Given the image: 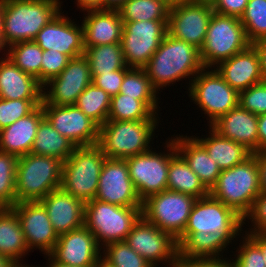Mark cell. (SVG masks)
<instances>
[{"mask_svg": "<svg viewBox=\"0 0 266 267\" xmlns=\"http://www.w3.org/2000/svg\"><path fill=\"white\" fill-rule=\"evenodd\" d=\"M143 68L150 78L152 86L158 92L160 88L169 87L170 84L179 82L183 78H190V85L204 67L201 63L199 49L172 37L167 32L159 48Z\"/></svg>", "mask_w": 266, "mask_h": 267, "instance_id": "6da1fadb", "label": "cell"}, {"mask_svg": "<svg viewBox=\"0 0 266 267\" xmlns=\"http://www.w3.org/2000/svg\"><path fill=\"white\" fill-rule=\"evenodd\" d=\"M0 3L4 51L14 43L34 40L38 32L62 10L60 0H0Z\"/></svg>", "mask_w": 266, "mask_h": 267, "instance_id": "7a4b0ae2", "label": "cell"}, {"mask_svg": "<svg viewBox=\"0 0 266 267\" xmlns=\"http://www.w3.org/2000/svg\"><path fill=\"white\" fill-rule=\"evenodd\" d=\"M157 115L151 120H107L99 127L97 145L107 158L114 159H127L148 152L160 120Z\"/></svg>", "mask_w": 266, "mask_h": 267, "instance_id": "3957f363", "label": "cell"}, {"mask_svg": "<svg viewBox=\"0 0 266 267\" xmlns=\"http://www.w3.org/2000/svg\"><path fill=\"white\" fill-rule=\"evenodd\" d=\"M63 162L52 156L32 153L18 157L16 167L17 203L40 201L60 188Z\"/></svg>", "mask_w": 266, "mask_h": 267, "instance_id": "277c9868", "label": "cell"}, {"mask_svg": "<svg viewBox=\"0 0 266 267\" xmlns=\"http://www.w3.org/2000/svg\"><path fill=\"white\" fill-rule=\"evenodd\" d=\"M261 193L255 153L244 162L221 171L209 194L231 207L241 217L251 208L254 199Z\"/></svg>", "mask_w": 266, "mask_h": 267, "instance_id": "5b68a950", "label": "cell"}, {"mask_svg": "<svg viewBox=\"0 0 266 267\" xmlns=\"http://www.w3.org/2000/svg\"><path fill=\"white\" fill-rule=\"evenodd\" d=\"M142 216V207H121L98 199L85 203L84 225L94 234L99 247L125 241Z\"/></svg>", "mask_w": 266, "mask_h": 267, "instance_id": "8992f818", "label": "cell"}, {"mask_svg": "<svg viewBox=\"0 0 266 267\" xmlns=\"http://www.w3.org/2000/svg\"><path fill=\"white\" fill-rule=\"evenodd\" d=\"M106 158L98 145L76 147L63 162L60 187L84 203L95 199Z\"/></svg>", "mask_w": 266, "mask_h": 267, "instance_id": "52a82bcc", "label": "cell"}, {"mask_svg": "<svg viewBox=\"0 0 266 267\" xmlns=\"http://www.w3.org/2000/svg\"><path fill=\"white\" fill-rule=\"evenodd\" d=\"M250 45L239 18L213 12L200 49L201 63L205 68H215Z\"/></svg>", "mask_w": 266, "mask_h": 267, "instance_id": "ba28073f", "label": "cell"}, {"mask_svg": "<svg viewBox=\"0 0 266 267\" xmlns=\"http://www.w3.org/2000/svg\"><path fill=\"white\" fill-rule=\"evenodd\" d=\"M203 68L188 86L189 98L207 114L209 127L239 105V92L215 68ZM208 70V71H207Z\"/></svg>", "mask_w": 266, "mask_h": 267, "instance_id": "9c48e42d", "label": "cell"}, {"mask_svg": "<svg viewBox=\"0 0 266 267\" xmlns=\"http://www.w3.org/2000/svg\"><path fill=\"white\" fill-rule=\"evenodd\" d=\"M197 198L164 190L142 201V216L176 240L183 234Z\"/></svg>", "mask_w": 266, "mask_h": 267, "instance_id": "30bf717a", "label": "cell"}, {"mask_svg": "<svg viewBox=\"0 0 266 267\" xmlns=\"http://www.w3.org/2000/svg\"><path fill=\"white\" fill-rule=\"evenodd\" d=\"M164 144L168 149L165 153H156L151 149L126 159L130 179L141 201L167 190L169 163L177 149L172 138Z\"/></svg>", "mask_w": 266, "mask_h": 267, "instance_id": "8fae6325", "label": "cell"}, {"mask_svg": "<svg viewBox=\"0 0 266 267\" xmlns=\"http://www.w3.org/2000/svg\"><path fill=\"white\" fill-rule=\"evenodd\" d=\"M125 241L153 267H158V263H167V267H178L180 260L177 240L143 216L135 223Z\"/></svg>", "mask_w": 266, "mask_h": 267, "instance_id": "7c38bea8", "label": "cell"}, {"mask_svg": "<svg viewBox=\"0 0 266 267\" xmlns=\"http://www.w3.org/2000/svg\"><path fill=\"white\" fill-rule=\"evenodd\" d=\"M242 226L243 217L209 194L194 203L184 232H218L232 244V240L241 235Z\"/></svg>", "mask_w": 266, "mask_h": 267, "instance_id": "4fadbf2b", "label": "cell"}, {"mask_svg": "<svg viewBox=\"0 0 266 267\" xmlns=\"http://www.w3.org/2000/svg\"><path fill=\"white\" fill-rule=\"evenodd\" d=\"M168 21L123 22L121 46L128 67L143 68L168 32Z\"/></svg>", "mask_w": 266, "mask_h": 267, "instance_id": "5bb4252c", "label": "cell"}, {"mask_svg": "<svg viewBox=\"0 0 266 267\" xmlns=\"http://www.w3.org/2000/svg\"><path fill=\"white\" fill-rule=\"evenodd\" d=\"M91 83L92 74L85 56L72 58L57 77L43 86L41 104L75 105L78 96Z\"/></svg>", "mask_w": 266, "mask_h": 267, "instance_id": "9a60e30c", "label": "cell"}, {"mask_svg": "<svg viewBox=\"0 0 266 267\" xmlns=\"http://www.w3.org/2000/svg\"><path fill=\"white\" fill-rule=\"evenodd\" d=\"M41 105L49 123L76 147L98 144L99 126L76 105Z\"/></svg>", "mask_w": 266, "mask_h": 267, "instance_id": "2e32d148", "label": "cell"}, {"mask_svg": "<svg viewBox=\"0 0 266 267\" xmlns=\"http://www.w3.org/2000/svg\"><path fill=\"white\" fill-rule=\"evenodd\" d=\"M95 199L121 207H142V201L130 179L126 159L106 158Z\"/></svg>", "mask_w": 266, "mask_h": 267, "instance_id": "e0dca14e", "label": "cell"}, {"mask_svg": "<svg viewBox=\"0 0 266 267\" xmlns=\"http://www.w3.org/2000/svg\"><path fill=\"white\" fill-rule=\"evenodd\" d=\"M94 234L85 226L59 235L53 250L46 255L48 262L75 267H94L102 252Z\"/></svg>", "mask_w": 266, "mask_h": 267, "instance_id": "ac0fdd59", "label": "cell"}, {"mask_svg": "<svg viewBox=\"0 0 266 267\" xmlns=\"http://www.w3.org/2000/svg\"><path fill=\"white\" fill-rule=\"evenodd\" d=\"M213 12L212 7L183 1L169 10L168 33L200 50Z\"/></svg>", "mask_w": 266, "mask_h": 267, "instance_id": "d6986e66", "label": "cell"}, {"mask_svg": "<svg viewBox=\"0 0 266 267\" xmlns=\"http://www.w3.org/2000/svg\"><path fill=\"white\" fill-rule=\"evenodd\" d=\"M17 214L26 244L30 251L38 248L48 255L54 248L58 235L40 201H24L11 207Z\"/></svg>", "mask_w": 266, "mask_h": 267, "instance_id": "ffe728a7", "label": "cell"}, {"mask_svg": "<svg viewBox=\"0 0 266 267\" xmlns=\"http://www.w3.org/2000/svg\"><path fill=\"white\" fill-rule=\"evenodd\" d=\"M62 13L64 12L61 10L52 21L45 25L34 41L43 51L56 50L68 55L71 59L83 56L85 47L82 24L81 26L76 24L74 20Z\"/></svg>", "mask_w": 266, "mask_h": 267, "instance_id": "44dd1931", "label": "cell"}, {"mask_svg": "<svg viewBox=\"0 0 266 267\" xmlns=\"http://www.w3.org/2000/svg\"><path fill=\"white\" fill-rule=\"evenodd\" d=\"M40 202L58 236L84 225L85 203L61 187L49 192Z\"/></svg>", "mask_w": 266, "mask_h": 267, "instance_id": "7402d4cb", "label": "cell"}, {"mask_svg": "<svg viewBox=\"0 0 266 267\" xmlns=\"http://www.w3.org/2000/svg\"><path fill=\"white\" fill-rule=\"evenodd\" d=\"M216 67L221 77L238 92L264 81L259 56L252 45Z\"/></svg>", "mask_w": 266, "mask_h": 267, "instance_id": "603a6c76", "label": "cell"}, {"mask_svg": "<svg viewBox=\"0 0 266 267\" xmlns=\"http://www.w3.org/2000/svg\"><path fill=\"white\" fill-rule=\"evenodd\" d=\"M258 115L240 105L215 121L211 127L223 137L245 146L252 153L258 152Z\"/></svg>", "mask_w": 266, "mask_h": 267, "instance_id": "cb8c5ba5", "label": "cell"}, {"mask_svg": "<svg viewBox=\"0 0 266 267\" xmlns=\"http://www.w3.org/2000/svg\"><path fill=\"white\" fill-rule=\"evenodd\" d=\"M84 13V47L120 43L123 21L118 10H89Z\"/></svg>", "mask_w": 266, "mask_h": 267, "instance_id": "d4e9b609", "label": "cell"}, {"mask_svg": "<svg viewBox=\"0 0 266 267\" xmlns=\"http://www.w3.org/2000/svg\"><path fill=\"white\" fill-rule=\"evenodd\" d=\"M45 118L42 105L30 114L0 130V151L17 157L31 153L37 129Z\"/></svg>", "mask_w": 266, "mask_h": 267, "instance_id": "484cf974", "label": "cell"}, {"mask_svg": "<svg viewBox=\"0 0 266 267\" xmlns=\"http://www.w3.org/2000/svg\"><path fill=\"white\" fill-rule=\"evenodd\" d=\"M0 98L7 100L43 99V86L35 77L19 69L9 57H1Z\"/></svg>", "mask_w": 266, "mask_h": 267, "instance_id": "4316f807", "label": "cell"}, {"mask_svg": "<svg viewBox=\"0 0 266 267\" xmlns=\"http://www.w3.org/2000/svg\"><path fill=\"white\" fill-rule=\"evenodd\" d=\"M177 152L184 158L191 170L200 178L204 186L210 191L221 173L217 163L213 161L205 148L194 136L179 134L172 137Z\"/></svg>", "mask_w": 266, "mask_h": 267, "instance_id": "83f0119b", "label": "cell"}, {"mask_svg": "<svg viewBox=\"0 0 266 267\" xmlns=\"http://www.w3.org/2000/svg\"><path fill=\"white\" fill-rule=\"evenodd\" d=\"M179 260L223 258V252L231 243L223 234L207 232H183L177 239ZM223 250V251H222ZM222 256V257H221Z\"/></svg>", "mask_w": 266, "mask_h": 267, "instance_id": "f1b7e54d", "label": "cell"}, {"mask_svg": "<svg viewBox=\"0 0 266 267\" xmlns=\"http://www.w3.org/2000/svg\"><path fill=\"white\" fill-rule=\"evenodd\" d=\"M209 131L208 137L195 136V139L205 148L221 171L244 162L252 155L245 146L223 137L211 126Z\"/></svg>", "mask_w": 266, "mask_h": 267, "instance_id": "f546056e", "label": "cell"}, {"mask_svg": "<svg viewBox=\"0 0 266 267\" xmlns=\"http://www.w3.org/2000/svg\"><path fill=\"white\" fill-rule=\"evenodd\" d=\"M28 252L31 251L16 212L11 207L0 208V254L20 263Z\"/></svg>", "mask_w": 266, "mask_h": 267, "instance_id": "4dcf8cb0", "label": "cell"}, {"mask_svg": "<svg viewBox=\"0 0 266 267\" xmlns=\"http://www.w3.org/2000/svg\"><path fill=\"white\" fill-rule=\"evenodd\" d=\"M167 190L188 194L197 199L209 195V190L178 152L170 159Z\"/></svg>", "mask_w": 266, "mask_h": 267, "instance_id": "1f68e13d", "label": "cell"}, {"mask_svg": "<svg viewBox=\"0 0 266 267\" xmlns=\"http://www.w3.org/2000/svg\"><path fill=\"white\" fill-rule=\"evenodd\" d=\"M76 146L65 136H62L49 121L44 118L37 129L31 153L41 156H52L65 162Z\"/></svg>", "mask_w": 266, "mask_h": 267, "instance_id": "d6a6232c", "label": "cell"}, {"mask_svg": "<svg viewBox=\"0 0 266 267\" xmlns=\"http://www.w3.org/2000/svg\"><path fill=\"white\" fill-rule=\"evenodd\" d=\"M84 56L89 63L92 79L98 74L131 68L126 65L120 43L85 47Z\"/></svg>", "mask_w": 266, "mask_h": 267, "instance_id": "836d02e7", "label": "cell"}, {"mask_svg": "<svg viewBox=\"0 0 266 267\" xmlns=\"http://www.w3.org/2000/svg\"><path fill=\"white\" fill-rule=\"evenodd\" d=\"M119 93L141 100L154 114L160 111L158 92L152 86L144 68L131 67L124 75Z\"/></svg>", "mask_w": 266, "mask_h": 267, "instance_id": "e575fe53", "label": "cell"}, {"mask_svg": "<svg viewBox=\"0 0 266 267\" xmlns=\"http://www.w3.org/2000/svg\"><path fill=\"white\" fill-rule=\"evenodd\" d=\"M8 50V51H7ZM4 54L24 73L35 77L41 84L43 50L34 41H21L10 45Z\"/></svg>", "mask_w": 266, "mask_h": 267, "instance_id": "d590c367", "label": "cell"}, {"mask_svg": "<svg viewBox=\"0 0 266 267\" xmlns=\"http://www.w3.org/2000/svg\"><path fill=\"white\" fill-rule=\"evenodd\" d=\"M169 10L159 0H127L118 12L123 22L168 21Z\"/></svg>", "mask_w": 266, "mask_h": 267, "instance_id": "8d00e7d4", "label": "cell"}, {"mask_svg": "<svg viewBox=\"0 0 266 267\" xmlns=\"http://www.w3.org/2000/svg\"><path fill=\"white\" fill-rule=\"evenodd\" d=\"M75 105L100 127L108 120L111 96L91 83L78 96Z\"/></svg>", "mask_w": 266, "mask_h": 267, "instance_id": "74e56055", "label": "cell"}, {"mask_svg": "<svg viewBox=\"0 0 266 267\" xmlns=\"http://www.w3.org/2000/svg\"><path fill=\"white\" fill-rule=\"evenodd\" d=\"M155 115L141 100L134 97L122 93L111 97L108 120H151Z\"/></svg>", "mask_w": 266, "mask_h": 267, "instance_id": "f35d334b", "label": "cell"}, {"mask_svg": "<svg viewBox=\"0 0 266 267\" xmlns=\"http://www.w3.org/2000/svg\"><path fill=\"white\" fill-rule=\"evenodd\" d=\"M18 157L0 151V206L13 207L16 198V167Z\"/></svg>", "mask_w": 266, "mask_h": 267, "instance_id": "ab89813d", "label": "cell"}, {"mask_svg": "<svg viewBox=\"0 0 266 267\" xmlns=\"http://www.w3.org/2000/svg\"><path fill=\"white\" fill-rule=\"evenodd\" d=\"M251 44L266 37V0H248L240 17Z\"/></svg>", "mask_w": 266, "mask_h": 267, "instance_id": "60d3db41", "label": "cell"}, {"mask_svg": "<svg viewBox=\"0 0 266 267\" xmlns=\"http://www.w3.org/2000/svg\"><path fill=\"white\" fill-rule=\"evenodd\" d=\"M101 255L114 267H153L146 259L135 252L126 241L106 245Z\"/></svg>", "mask_w": 266, "mask_h": 267, "instance_id": "b9f144b4", "label": "cell"}, {"mask_svg": "<svg viewBox=\"0 0 266 267\" xmlns=\"http://www.w3.org/2000/svg\"><path fill=\"white\" fill-rule=\"evenodd\" d=\"M43 99L7 100L0 98V130L30 114Z\"/></svg>", "mask_w": 266, "mask_h": 267, "instance_id": "7bdbcfd3", "label": "cell"}, {"mask_svg": "<svg viewBox=\"0 0 266 267\" xmlns=\"http://www.w3.org/2000/svg\"><path fill=\"white\" fill-rule=\"evenodd\" d=\"M242 239L234 255L237 258L232 259L233 267H266L260 247L247 234Z\"/></svg>", "mask_w": 266, "mask_h": 267, "instance_id": "ee69618b", "label": "cell"}, {"mask_svg": "<svg viewBox=\"0 0 266 267\" xmlns=\"http://www.w3.org/2000/svg\"><path fill=\"white\" fill-rule=\"evenodd\" d=\"M239 105L255 115L266 113V80L240 91Z\"/></svg>", "mask_w": 266, "mask_h": 267, "instance_id": "f6af8a7d", "label": "cell"}, {"mask_svg": "<svg viewBox=\"0 0 266 267\" xmlns=\"http://www.w3.org/2000/svg\"><path fill=\"white\" fill-rule=\"evenodd\" d=\"M71 58L59 51H43L41 61V85L44 86L52 78L57 77Z\"/></svg>", "mask_w": 266, "mask_h": 267, "instance_id": "bcb514c9", "label": "cell"}, {"mask_svg": "<svg viewBox=\"0 0 266 267\" xmlns=\"http://www.w3.org/2000/svg\"><path fill=\"white\" fill-rule=\"evenodd\" d=\"M246 218L251 220L252 228L246 233L266 231V192H261L253 201L250 210L243 216V225Z\"/></svg>", "mask_w": 266, "mask_h": 267, "instance_id": "7dc6e473", "label": "cell"}, {"mask_svg": "<svg viewBox=\"0 0 266 267\" xmlns=\"http://www.w3.org/2000/svg\"><path fill=\"white\" fill-rule=\"evenodd\" d=\"M129 69H120L109 73L98 74L92 79V83L103 89L109 96H115L120 92L125 73Z\"/></svg>", "mask_w": 266, "mask_h": 267, "instance_id": "c3c4849f", "label": "cell"}, {"mask_svg": "<svg viewBox=\"0 0 266 267\" xmlns=\"http://www.w3.org/2000/svg\"><path fill=\"white\" fill-rule=\"evenodd\" d=\"M247 4L248 0H217L213 10L215 13L240 19Z\"/></svg>", "mask_w": 266, "mask_h": 267, "instance_id": "681fc988", "label": "cell"}, {"mask_svg": "<svg viewBox=\"0 0 266 267\" xmlns=\"http://www.w3.org/2000/svg\"><path fill=\"white\" fill-rule=\"evenodd\" d=\"M226 259L228 258L180 260L178 267H233L231 260Z\"/></svg>", "mask_w": 266, "mask_h": 267, "instance_id": "f907efd6", "label": "cell"}, {"mask_svg": "<svg viewBox=\"0 0 266 267\" xmlns=\"http://www.w3.org/2000/svg\"><path fill=\"white\" fill-rule=\"evenodd\" d=\"M255 159L258 169L259 188L266 192V150L255 152Z\"/></svg>", "mask_w": 266, "mask_h": 267, "instance_id": "816d5d0a", "label": "cell"}, {"mask_svg": "<svg viewBox=\"0 0 266 267\" xmlns=\"http://www.w3.org/2000/svg\"><path fill=\"white\" fill-rule=\"evenodd\" d=\"M259 56L260 68L264 80H266V37L251 44Z\"/></svg>", "mask_w": 266, "mask_h": 267, "instance_id": "f5cc1de1", "label": "cell"}, {"mask_svg": "<svg viewBox=\"0 0 266 267\" xmlns=\"http://www.w3.org/2000/svg\"><path fill=\"white\" fill-rule=\"evenodd\" d=\"M258 152L266 150V113L258 115Z\"/></svg>", "mask_w": 266, "mask_h": 267, "instance_id": "db71d44e", "label": "cell"}, {"mask_svg": "<svg viewBox=\"0 0 266 267\" xmlns=\"http://www.w3.org/2000/svg\"><path fill=\"white\" fill-rule=\"evenodd\" d=\"M245 234H247L260 247L266 263V231Z\"/></svg>", "mask_w": 266, "mask_h": 267, "instance_id": "11a10c76", "label": "cell"}, {"mask_svg": "<svg viewBox=\"0 0 266 267\" xmlns=\"http://www.w3.org/2000/svg\"><path fill=\"white\" fill-rule=\"evenodd\" d=\"M77 7L86 12L89 10H103V0H77Z\"/></svg>", "mask_w": 266, "mask_h": 267, "instance_id": "9f6ffc18", "label": "cell"}, {"mask_svg": "<svg viewBox=\"0 0 266 267\" xmlns=\"http://www.w3.org/2000/svg\"><path fill=\"white\" fill-rule=\"evenodd\" d=\"M127 0H103V10H118Z\"/></svg>", "mask_w": 266, "mask_h": 267, "instance_id": "6f0895ef", "label": "cell"}, {"mask_svg": "<svg viewBox=\"0 0 266 267\" xmlns=\"http://www.w3.org/2000/svg\"><path fill=\"white\" fill-rule=\"evenodd\" d=\"M192 3L203 5V6H209V7H214L217 0H189Z\"/></svg>", "mask_w": 266, "mask_h": 267, "instance_id": "680465c9", "label": "cell"}, {"mask_svg": "<svg viewBox=\"0 0 266 267\" xmlns=\"http://www.w3.org/2000/svg\"><path fill=\"white\" fill-rule=\"evenodd\" d=\"M13 263L8 257L0 254V267H10Z\"/></svg>", "mask_w": 266, "mask_h": 267, "instance_id": "91938a15", "label": "cell"}, {"mask_svg": "<svg viewBox=\"0 0 266 267\" xmlns=\"http://www.w3.org/2000/svg\"><path fill=\"white\" fill-rule=\"evenodd\" d=\"M159 1L163 2L169 8H173L174 6H176V5H178L181 2L186 1V0H159Z\"/></svg>", "mask_w": 266, "mask_h": 267, "instance_id": "94428289", "label": "cell"}, {"mask_svg": "<svg viewBox=\"0 0 266 267\" xmlns=\"http://www.w3.org/2000/svg\"><path fill=\"white\" fill-rule=\"evenodd\" d=\"M2 31H3V13H2V4L0 3V52L2 51Z\"/></svg>", "mask_w": 266, "mask_h": 267, "instance_id": "6125c7cd", "label": "cell"}, {"mask_svg": "<svg viewBox=\"0 0 266 267\" xmlns=\"http://www.w3.org/2000/svg\"><path fill=\"white\" fill-rule=\"evenodd\" d=\"M94 267H114L109 262H107L102 256L98 259L96 262V265Z\"/></svg>", "mask_w": 266, "mask_h": 267, "instance_id": "be15d7a7", "label": "cell"}, {"mask_svg": "<svg viewBox=\"0 0 266 267\" xmlns=\"http://www.w3.org/2000/svg\"><path fill=\"white\" fill-rule=\"evenodd\" d=\"M47 265H48L47 267H75V266H70L68 264L59 263V262H49Z\"/></svg>", "mask_w": 266, "mask_h": 267, "instance_id": "e7e4bbea", "label": "cell"}, {"mask_svg": "<svg viewBox=\"0 0 266 267\" xmlns=\"http://www.w3.org/2000/svg\"><path fill=\"white\" fill-rule=\"evenodd\" d=\"M10 267H31L30 265L28 266L27 264H22L21 262L20 263H13ZM32 267H35V266H32ZM37 267V266H36ZM39 267V266H38Z\"/></svg>", "mask_w": 266, "mask_h": 267, "instance_id": "03108f58", "label": "cell"}]
</instances>
